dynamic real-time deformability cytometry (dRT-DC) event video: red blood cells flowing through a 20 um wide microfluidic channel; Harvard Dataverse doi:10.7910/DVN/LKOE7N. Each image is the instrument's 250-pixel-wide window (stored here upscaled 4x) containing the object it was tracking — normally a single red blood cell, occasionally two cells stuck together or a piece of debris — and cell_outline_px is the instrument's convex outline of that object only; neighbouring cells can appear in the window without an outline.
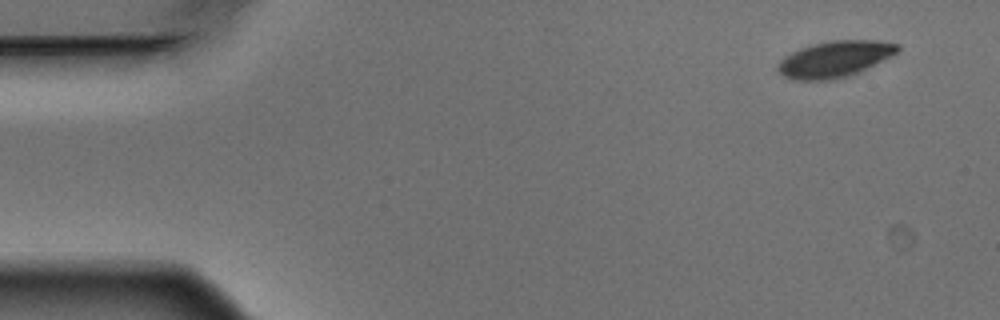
{"species": "Egyptian fruit bat (a non-hibernating species)", "species_latin": "Rousettus aegyptiacus", "temperature_condition": "warm", "stored_images_in_passage": 4, "camera_frame_rate_fps": 3000, "um_per_image_px": 0.085, "animal": {"sex": "male"}, "frame": {"image": 1, "passage_image": 1, "time_ms": 0.0, "image_size_px": [1000, 320], "cell_outline_px": [[900, 48], [896, 52], [848, 76], [828, 80], [792, 80], [784, 76], [776, 68], [780, 60], [784, 56], [800, 48], [812, 44], [828, 40], [880, 40], [900, 44]], "centroid_in_image_um": [70.89, 5.0], "position_along_channel_um": 14.1, "area_um2": 24.91}}